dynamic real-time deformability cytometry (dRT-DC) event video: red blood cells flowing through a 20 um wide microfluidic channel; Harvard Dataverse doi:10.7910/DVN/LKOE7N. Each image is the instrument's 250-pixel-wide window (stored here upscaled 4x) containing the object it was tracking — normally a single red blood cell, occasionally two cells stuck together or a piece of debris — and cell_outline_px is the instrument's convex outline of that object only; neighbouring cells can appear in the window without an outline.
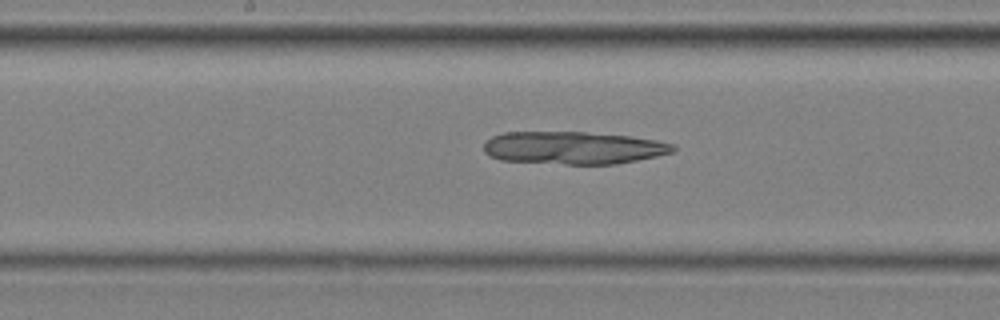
{"species": "common noctule bat (a hibernating species)", "species_latin": "Nyctalus noctula", "temperature_condition": "cold", "stored_images_in_passage": 49, "camera_frame_rate_fps": 3000, "um_per_image_px": 0.085, "animal": {"sex": "male", "body_mass_g": 20.4}, "frame": {"image": 1, "passage_image": 27, "time_ms": 8.667, "image_size_px": [1000, 320], "cell_outline_px": [[676, 148], [672, 152], [656, 156], [616, 164], [564, 164], [500, 160], [488, 156], [484, 152], [484, 140], [492, 136], [504, 132], [584, 132], [632, 136], [656, 140], [676, 144]], "centroid_in_image_um": [48.71, 12.56], "position_along_channel_um": 199.5, "area_um2": 36.24}}
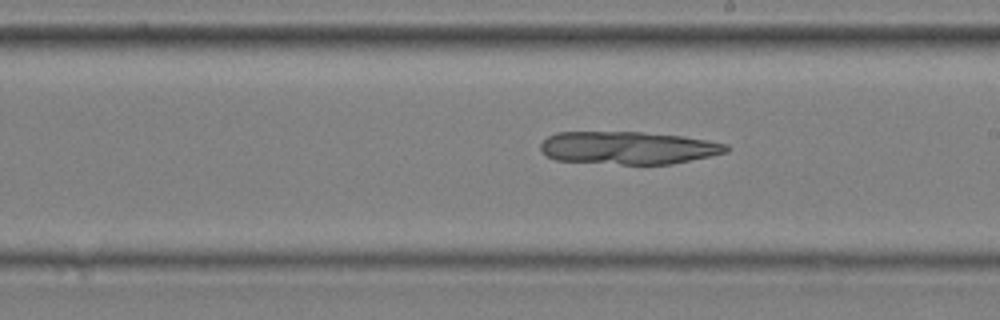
{"frame": {"image": 2, "passage_image": 30, "time_ms": 9.667, "image_size_px": [1000, 320], "cell_outline_px": [[728, 152], [672, 164], [620, 164], [556, 160], [548, 156], [540, 148], [540, 144], [548, 136], [556, 132], [640, 132], [684, 136], [708, 140], [728, 144]], "centroid_in_image_um": [53.41, 12.56], "position_along_channel_um": 235.6, "area_um2": 35.37}}